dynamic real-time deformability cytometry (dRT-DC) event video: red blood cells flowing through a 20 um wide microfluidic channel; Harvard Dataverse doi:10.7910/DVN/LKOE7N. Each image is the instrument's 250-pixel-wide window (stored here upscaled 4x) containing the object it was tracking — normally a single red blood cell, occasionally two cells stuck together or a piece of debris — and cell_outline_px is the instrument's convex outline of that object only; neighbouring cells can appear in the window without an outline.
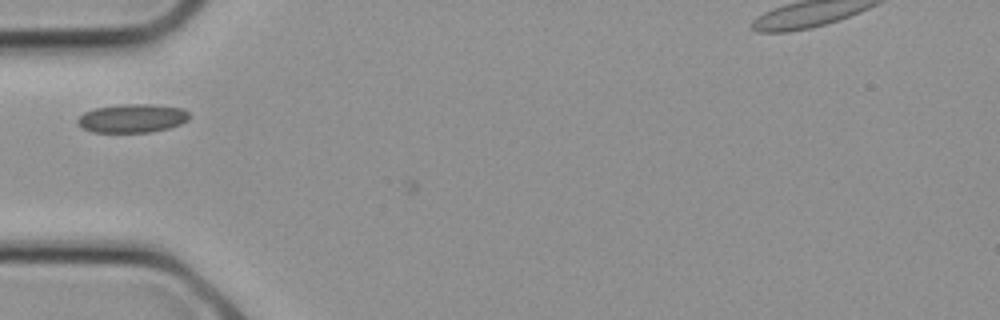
{"species": "common noctule bat (a hibernating species)", "species_latin": "Nyctalus noctula", "temperature_condition": "cold", "stored_images_in_passage": 6, "camera_frame_rate_fps": 3000, "um_per_image_px": 0.085, "animal": {"sex": "female", "body_mass_g": 21.9}, "frame": {"image": 1, "passage_image": 5, "time_ms": 1.333, "image_size_px": [1000, 320], "cell_outline_px": [[188, 120], [180, 124], [168, 128], [152, 132], [92, 132], [76, 124], [76, 120], [84, 112], [96, 108], [120, 104], [152, 104], [184, 108], [188, 112]], "centroid_in_image_um": [11.24, 10.05], "position_along_channel_um": 73.8, "area_um2": 18.67}}